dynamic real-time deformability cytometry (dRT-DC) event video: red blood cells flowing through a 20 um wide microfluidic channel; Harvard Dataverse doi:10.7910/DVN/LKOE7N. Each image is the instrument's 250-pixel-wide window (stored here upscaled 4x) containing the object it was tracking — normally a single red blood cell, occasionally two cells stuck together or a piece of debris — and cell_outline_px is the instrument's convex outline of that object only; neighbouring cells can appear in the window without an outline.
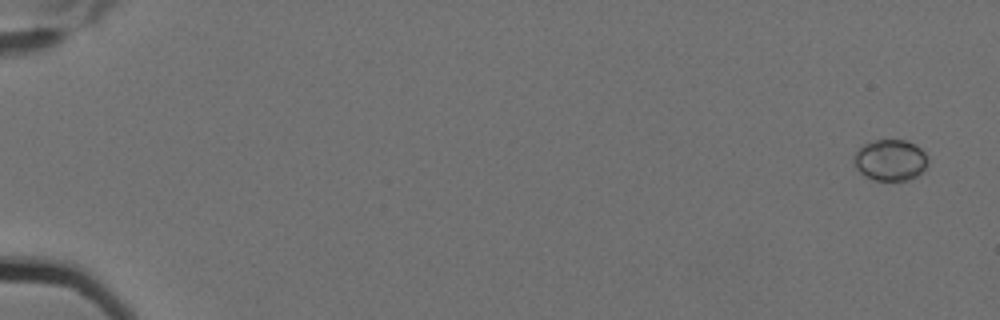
{"species": "Egyptian fruit bat (a non-hibernating species)", "species_latin": "Rousettus aegyptiacus", "temperature_condition": "cold", "stored_images_in_passage": 6, "camera_frame_rate_fps": 3000, "um_per_image_px": 0.085, "animal": {"sex": "female"}, "frame": {"image": 1, "passage_image": 1, "time_ms": 0.0, "image_size_px": [1000, 320], "cell_outline_px": [[928, 164], [916, 176], [908, 180], [872, 180], [864, 176], [856, 168], [852, 160], [852, 156], [864, 144], [876, 140], [908, 140], [916, 144], [924, 152], [928, 160]], "centroid_in_image_um": [75.66, 13.61], "position_along_channel_um": 9.3, "area_um2": 17.86}}
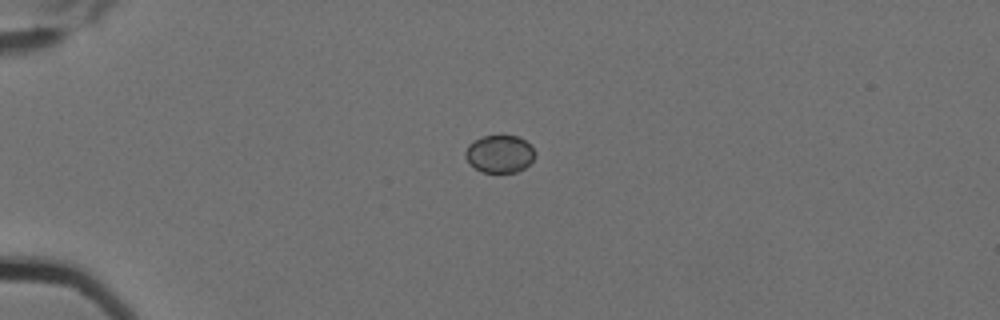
{"frame": {"image": 2, "passage_image": 5, "time_ms": 1.333, "image_size_px": [1000, 320], "cell_outline_px": [[536, 156], [524, 168], [516, 172], [484, 172], [476, 168], [464, 156], [464, 152], [468, 144], [472, 140], [484, 136], [520, 136], [536, 152]], "centroid_in_image_um": [42.46, 13.07], "position_along_channel_um": 42.5, "area_um2": 15.14}}